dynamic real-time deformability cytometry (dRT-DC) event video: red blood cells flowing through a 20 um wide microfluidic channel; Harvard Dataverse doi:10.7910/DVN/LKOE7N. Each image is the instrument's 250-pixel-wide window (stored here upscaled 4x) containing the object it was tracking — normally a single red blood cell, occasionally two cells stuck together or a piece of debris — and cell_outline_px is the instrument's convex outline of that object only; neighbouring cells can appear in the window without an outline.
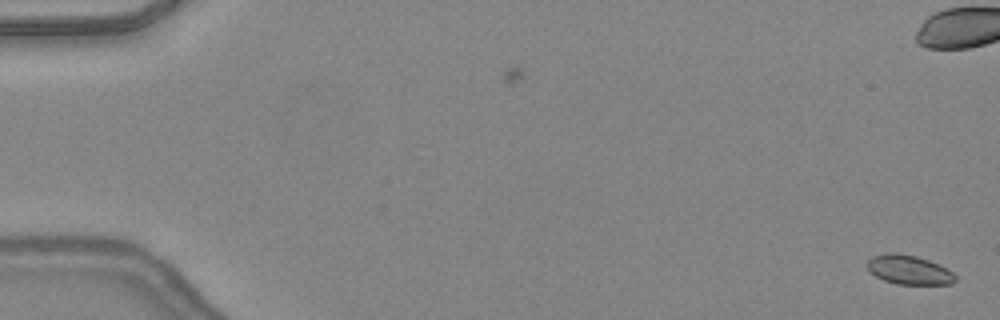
{"species": "common noctule bat (a hibernating species)", "species_latin": "Nyctalus noctula", "temperature_condition": "warm", "stored_images_in_passage": 15, "camera_frame_rate_fps": 3000, "um_per_image_px": 0.085, "animal": {"sex": "female", "body_mass_g": 24.6, "forearm_length_mm": 56.2}, "frame": {"image": 1, "passage_image": 1, "time_ms": 0.0, "image_size_px": [1000, 320], "cell_outline_px": [[956, 280], [952, 284], [896, 284], [884, 280], [876, 276], [864, 264], [872, 256], [888, 252], [896, 252], [916, 256], [940, 264], [948, 268], [956, 276]], "centroid_in_image_um": [77.26, 22.92], "position_along_channel_um": 7.7, "area_um2": 15.14}}